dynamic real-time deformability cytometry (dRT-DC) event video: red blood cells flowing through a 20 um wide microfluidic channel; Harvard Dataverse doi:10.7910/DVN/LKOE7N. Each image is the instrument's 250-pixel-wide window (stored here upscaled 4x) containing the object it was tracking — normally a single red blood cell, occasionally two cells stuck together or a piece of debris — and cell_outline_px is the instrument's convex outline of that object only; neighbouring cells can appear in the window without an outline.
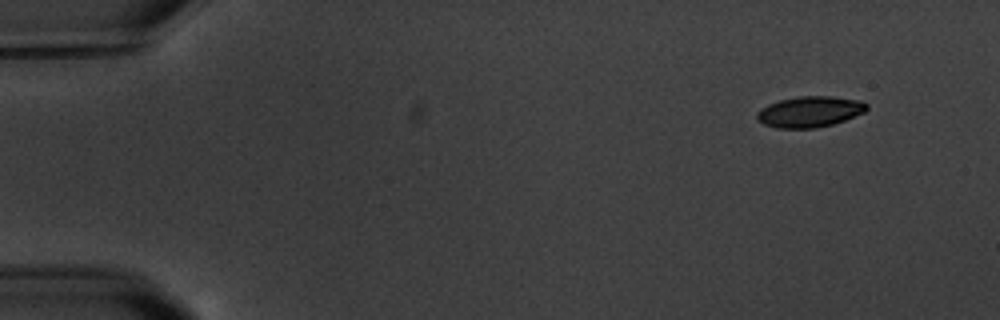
{"species": "common noctule bat (a hibernating species)", "species_latin": "Nyctalus noctula", "temperature_condition": "warm", "stored_images_in_passage": 5, "segment_of_instrument_passage": [2, 2], "camera_frame_rate_fps": 3000, "um_per_image_px": 0.085, "animal": {"sex": "male", "body_mass_g": 20.1, "forearm_length_mm": 53.5}, "frame": {"image": 1, "passage_image": 5, "time_ms": 5.667, "image_size_px": [1000, 320], "cell_outline_px": [[868, 108], [864, 112], [844, 120], [832, 124], [816, 128], [776, 128], [764, 124], [756, 116], [756, 112], [760, 108], [768, 104], [780, 100], [800, 96], [832, 96], [860, 100], [868, 104]], "centroid_in_image_um": [68.83, 9.49], "position_along_channel_um": 16.2, "area_um2": 19.71}}